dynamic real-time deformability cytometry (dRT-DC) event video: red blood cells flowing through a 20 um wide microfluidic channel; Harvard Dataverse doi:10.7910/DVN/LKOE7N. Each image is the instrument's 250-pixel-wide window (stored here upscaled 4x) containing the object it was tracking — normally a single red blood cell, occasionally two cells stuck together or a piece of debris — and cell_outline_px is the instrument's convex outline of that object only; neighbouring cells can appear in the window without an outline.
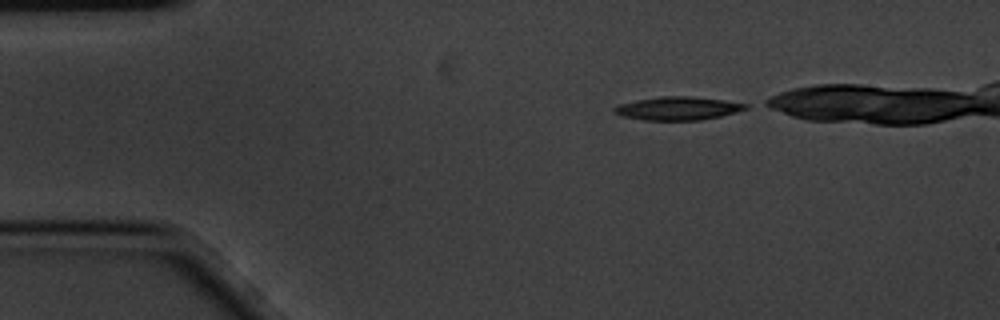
{"species": "common noctule bat (a hibernating species)", "species_latin": "Nyctalus noctula", "temperature_condition": "cold", "stored_images_in_passage": 4, "camera_frame_rate_fps": 3000, "um_per_image_px": 0.085, "animal": {"sex": "male", "body_mass_g": 20.1, "forearm_length_mm": 53.5}, "frame": {"image": 1, "passage_image": 1, "time_ms": 0.0, "image_size_px": [1000, 320], "cell_outline_px": [[748, 108], [736, 112], [720, 116], [700, 120], [644, 120], [624, 116], [612, 112], [612, 108], [620, 104], [636, 100], [660, 96], [692, 96], [724, 100], [748, 104]], "centroid_in_image_um": [57.61, 9.2], "position_along_channel_um": 27.4, "area_um2": 17.8}}